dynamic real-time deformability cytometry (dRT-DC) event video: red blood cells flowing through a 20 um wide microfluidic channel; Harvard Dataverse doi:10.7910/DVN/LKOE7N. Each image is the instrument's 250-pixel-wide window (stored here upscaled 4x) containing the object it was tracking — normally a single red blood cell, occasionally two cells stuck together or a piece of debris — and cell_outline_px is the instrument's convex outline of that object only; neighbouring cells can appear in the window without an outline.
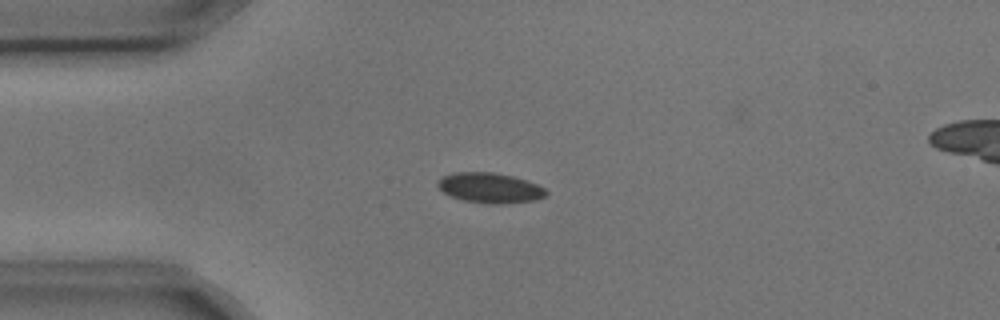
{"species": "common noctule bat (a hibernating species)", "species_latin": "Nyctalus noctula", "temperature_condition": "cold", "stored_images_in_passage": 8, "camera_frame_rate_fps": 3000, "um_per_image_px": 0.085, "animal": {"sex": "male", "body_mass_g": 17.9, "forearm_length_mm": 54.2}, "frame": {"image": 1, "passage_image": 3, "time_ms": 0.667, "image_size_px": [1000, 320], "cell_outline_px": [[548, 192], [544, 196], [536, 200], [492, 204], [488, 204], [464, 200], [452, 196], [444, 192], [436, 184], [436, 180], [452, 172], [492, 172], [512, 176], [536, 184], [544, 188]], "centroid_in_image_um": [41.61, 15.96], "position_along_channel_um": 43.4, "area_um2": 18.79}}
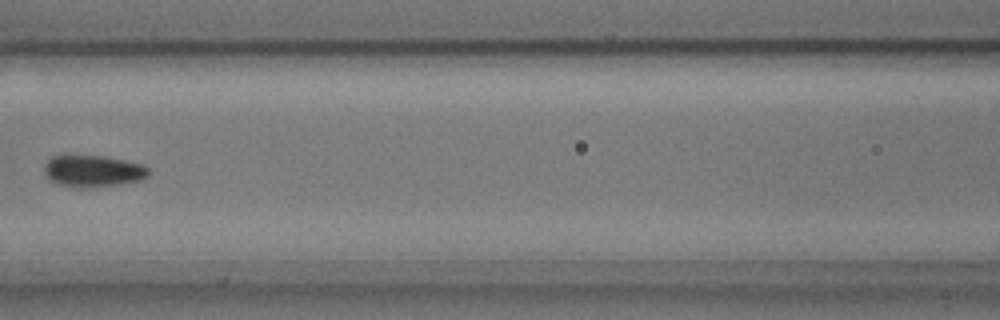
{"frame": {"image": 2, "passage_image": 6, "time_ms": 1.667, "image_size_px": [1000, 320], "cell_outline_px": [[148, 176], [140, 180], [120, 184], [96, 188], [80, 188], [60, 184], [44, 176], [44, 164], [52, 156], [104, 156], [144, 164], [148, 168]], "centroid_in_image_um": [7.91, 14.55], "position_along_channel_um": 158.7, "area_um2": 19.36}}
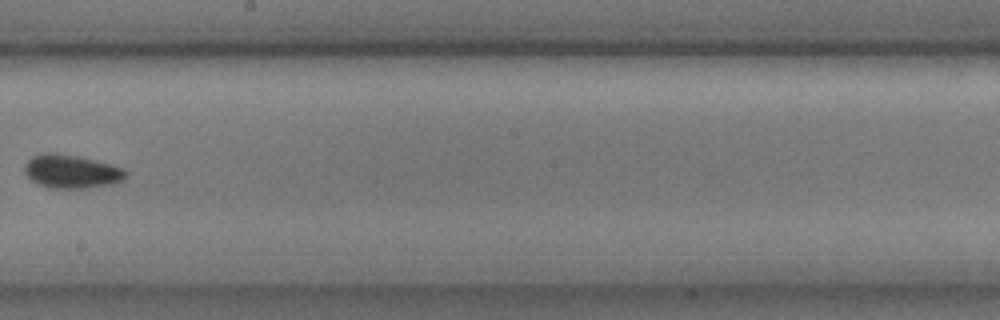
{"frame": {"image": 3, "passage_image": 8, "time_ms": 2.333, "image_size_px": [1000, 320], "cell_outline_px": [[128, 176], [124, 180], [112, 184], [84, 188], [48, 188], [36, 184], [24, 172], [24, 164], [32, 156], [44, 152], [52, 152], [76, 156], [96, 160], [112, 164], [124, 168], [128, 172]], "centroid_in_image_um": [6.09, 14.57], "position_along_channel_um": 242.1, "area_um2": 20.06}}